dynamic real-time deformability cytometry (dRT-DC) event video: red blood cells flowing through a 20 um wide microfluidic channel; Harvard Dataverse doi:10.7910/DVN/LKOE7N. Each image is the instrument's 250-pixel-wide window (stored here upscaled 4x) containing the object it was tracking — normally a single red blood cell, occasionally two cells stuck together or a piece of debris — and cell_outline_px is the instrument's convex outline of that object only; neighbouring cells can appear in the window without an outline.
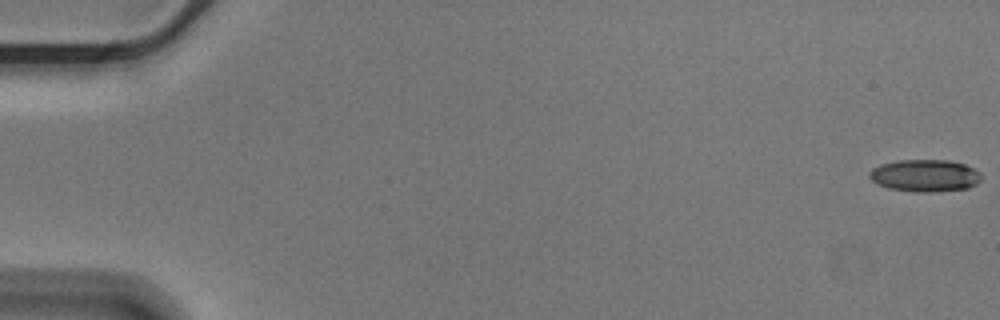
{"species": "Egyptian fruit bat (a non-hibernating species)", "species_latin": "Rousettus aegyptiacus", "temperature_condition": "cold", "stored_images_in_passage": 12, "camera_frame_rate_fps": 3000, "um_per_image_px": 0.085, "animal": {"sex": "male"}, "frame": {"image": 1, "passage_image": 1, "time_ms": 0.0, "image_size_px": [1000, 320], "cell_outline_px": [[980, 180], [976, 184], [968, 188], [928, 192], [916, 192], [888, 188], [872, 180], [868, 176], [868, 172], [872, 168], [880, 164], [896, 160], [948, 160], [964, 164], [980, 172]], "centroid_in_image_um": [78.59, 14.91], "position_along_channel_um": 6.4, "area_um2": 20.92}}